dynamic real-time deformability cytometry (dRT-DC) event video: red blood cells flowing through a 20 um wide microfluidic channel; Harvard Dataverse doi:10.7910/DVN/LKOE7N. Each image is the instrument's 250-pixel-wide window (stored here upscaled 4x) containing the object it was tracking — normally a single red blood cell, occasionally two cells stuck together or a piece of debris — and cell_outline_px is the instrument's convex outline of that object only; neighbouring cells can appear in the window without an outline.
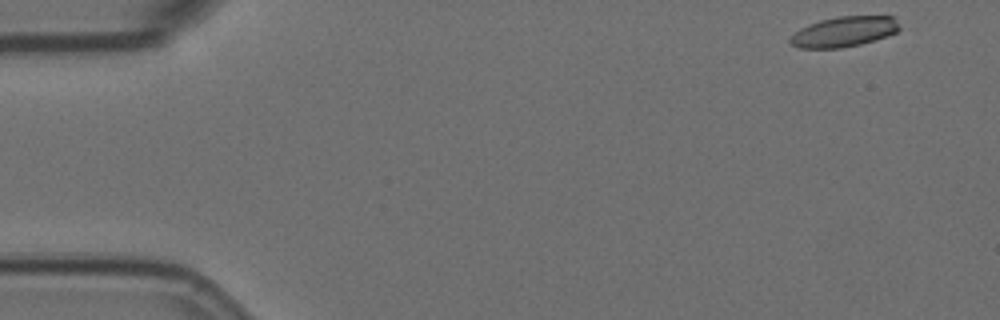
{"species": "Egyptian fruit bat (a non-hibernating species)", "species_latin": "Rousettus aegyptiacus", "temperature_condition": "room temperature", "stored_images_in_passage": 13, "camera_frame_rate_fps": 3000, "um_per_image_px": 0.085, "animal": {"sex": "female"}, "frame": {"image": 1, "passage_image": 1, "time_ms": 0.0, "image_size_px": [1000, 320], "cell_outline_px": [[900, 28], [896, 32], [860, 44], [840, 48], [800, 48], [792, 44], [788, 40], [800, 28], [808, 24], [820, 20], [836, 16], [896, 16]], "centroid_in_image_um": [71.74, 2.68], "position_along_channel_um": 13.3, "area_um2": 19.13}}
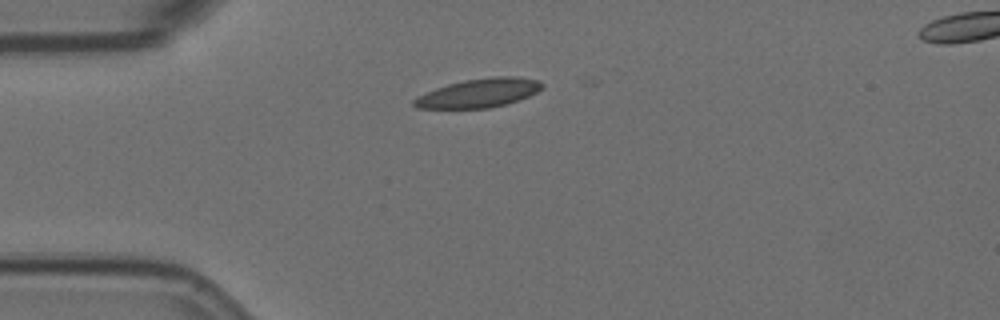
{"frame": {"image": 2, "passage_image": 12, "time_ms": 3.667, "image_size_px": [1000, 320], "cell_outline_px": [[544, 88], [520, 100], [488, 108], [416, 108], [412, 104], [412, 100], [416, 96], [436, 88], [448, 84], [464, 80], [492, 76], [516, 76], [540, 80], [544, 84]], "centroid_in_image_um": [40.72, 7.89], "position_along_channel_um": 44.3, "area_um2": 21.68}}